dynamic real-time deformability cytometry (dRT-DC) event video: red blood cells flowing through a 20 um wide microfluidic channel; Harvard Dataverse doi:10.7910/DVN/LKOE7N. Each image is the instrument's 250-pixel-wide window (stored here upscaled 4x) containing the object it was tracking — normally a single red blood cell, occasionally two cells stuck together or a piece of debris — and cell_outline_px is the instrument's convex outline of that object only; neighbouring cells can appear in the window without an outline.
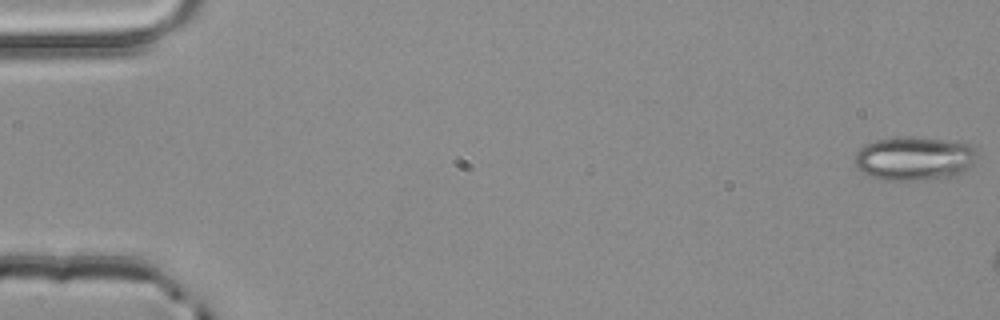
{"species": "common noctule bat (a hibernating species)", "species_latin": "Nyctalus noctula", "temperature_condition": "room temperature", "stored_images_in_passage": 3, "camera_frame_rate_fps": 3000, "um_per_image_px": 0.085, "animal": {"sex": "male", "body_mass_g": 20.4}, "frame": {"image": 1, "passage_image": 1, "time_ms": 0.0, "image_size_px": [1000, 320], "cell_outline_px": [[980, 156], [964, 172], [956, 176], [940, 180], [884, 180], [872, 176], [864, 172], [852, 160], [856, 152], [864, 144], [876, 140], [900, 136], [940, 140], [972, 144], [980, 152]], "centroid_in_image_um": [77.78, 13.48], "position_along_channel_um": 7.2, "area_um2": 31.73}}